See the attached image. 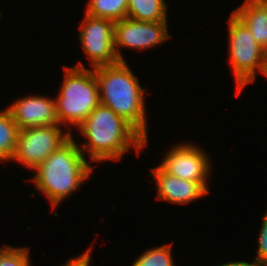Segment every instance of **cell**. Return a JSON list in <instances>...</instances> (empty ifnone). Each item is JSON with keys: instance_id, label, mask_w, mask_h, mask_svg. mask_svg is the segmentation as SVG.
Listing matches in <instances>:
<instances>
[{"instance_id": "8fae6325", "label": "cell", "mask_w": 267, "mask_h": 266, "mask_svg": "<svg viewBox=\"0 0 267 266\" xmlns=\"http://www.w3.org/2000/svg\"><path fill=\"white\" fill-rule=\"evenodd\" d=\"M157 184V198L171 203L188 204L209 192L199 183L172 176L160 166L152 169Z\"/></svg>"}, {"instance_id": "2e32d148", "label": "cell", "mask_w": 267, "mask_h": 266, "mask_svg": "<svg viewBox=\"0 0 267 266\" xmlns=\"http://www.w3.org/2000/svg\"><path fill=\"white\" fill-rule=\"evenodd\" d=\"M171 245H163L144 252L132 266H174Z\"/></svg>"}, {"instance_id": "52a82bcc", "label": "cell", "mask_w": 267, "mask_h": 266, "mask_svg": "<svg viewBox=\"0 0 267 266\" xmlns=\"http://www.w3.org/2000/svg\"><path fill=\"white\" fill-rule=\"evenodd\" d=\"M79 38L94 68L119 62L114 49V22L85 13Z\"/></svg>"}, {"instance_id": "d6986e66", "label": "cell", "mask_w": 267, "mask_h": 266, "mask_svg": "<svg viewBox=\"0 0 267 266\" xmlns=\"http://www.w3.org/2000/svg\"><path fill=\"white\" fill-rule=\"evenodd\" d=\"M90 254H91V249L87 250L84 252L80 257H77L75 259H69L67 263L63 266H89L90 263Z\"/></svg>"}, {"instance_id": "7a4b0ae2", "label": "cell", "mask_w": 267, "mask_h": 266, "mask_svg": "<svg viewBox=\"0 0 267 266\" xmlns=\"http://www.w3.org/2000/svg\"><path fill=\"white\" fill-rule=\"evenodd\" d=\"M94 72L99 84L100 104L130 123L147 144L144 89L126 62L97 67Z\"/></svg>"}, {"instance_id": "8992f818", "label": "cell", "mask_w": 267, "mask_h": 266, "mask_svg": "<svg viewBox=\"0 0 267 266\" xmlns=\"http://www.w3.org/2000/svg\"><path fill=\"white\" fill-rule=\"evenodd\" d=\"M72 133L57 126H37L19 130L16 150L11 158L29 169H36L50 154L58 150Z\"/></svg>"}, {"instance_id": "e0dca14e", "label": "cell", "mask_w": 267, "mask_h": 266, "mask_svg": "<svg viewBox=\"0 0 267 266\" xmlns=\"http://www.w3.org/2000/svg\"><path fill=\"white\" fill-rule=\"evenodd\" d=\"M29 249L4 246L0 248V266H30Z\"/></svg>"}, {"instance_id": "9c48e42d", "label": "cell", "mask_w": 267, "mask_h": 266, "mask_svg": "<svg viewBox=\"0 0 267 266\" xmlns=\"http://www.w3.org/2000/svg\"><path fill=\"white\" fill-rule=\"evenodd\" d=\"M159 166L172 176L199 182L209 192L206 180L211 166L199 147L192 144L172 147Z\"/></svg>"}, {"instance_id": "30bf717a", "label": "cell", "mask_w": 267, "mask_h": 266, "mask_svg": "<svg viewBox=\"0 0 267 266\" xmlns=\"http://www.w3.org/2000/svg\"><path fill=\"white\" fill-rule=\"evenodd\" d=\"M6 109L20 130L60 125L56 114V101L48 97L34 95L20 98Z\"/></svg>"}, {"instance_id": "3957f363", "label": "cell", "mask_w": 267, "mask_h": 266, "mask_svg": "<svg viewBox=\"0 0 267 266\" xmlns=\"http://www.w3.org/2000/svg\"><path fill=\"white\" fill-rule=\"evenodd\" d=\"M71 137L35 170L33 181L51 202L53 209L88 179L92 173L86 158Z\"/></svg>"}, {"instance_id": "5bb4252c", "label": "cell", "mask_w": 267, "mask_h": 266, "mask_svg": "<svg viewBox=\"0 0 267 266\" xmlns=\"http://www.w3.org/2000/svg\"><path fill=\"white\" fill-rule=\"evenodd\" d=\"M19 128L10 112L0 110V161L10 160L16 150Z\"/></svg>"}, {"instance_id": "ba28073f", "label": "cell", "mask_w": 267, "mask_h": 266, "mask_svg": "<svg viewBox=\"0 0 267 266\" xmlns=\"http://www.w3.org/2000/svg\"><path fill=\"white\" fill-rule=\"evenodd\" d=\"M167 21L145 22L129 18L114 23V49L119 61H125L117 48L133 49L152 48L169 39Z\"/></svg>"}, {"instance_id": "4fadbf2b", "label": "cell", "mask_w": 267, "mask_h": 266, "mask_svg": "<svg viewBox=\"0 0 267 266\" xmlns=\"http://www.w3.org/2000/svg\"><path fill=\"white\" fill-rule=\"evenodd\" d=\"M167 4L164 0H128L127 18L136 21H167Z\"/></svg>"}, {"instance_id": "44dd1931", "label": "cell", "mask_w": 267, "mask_h": 266, "mask_svg": "<svg viewBox=\"0 0 267 266\" xmlns=\"http://www.w3.org/2000/svg\"><path fill=\"white\" fill-rule=\"evenodd\" d=\"M219 266H232V262H229V263H226V264H223V265H219Z\"/></svg>"}, {"instance_id": "ffe728a7", "label": "cell", "mask_w": 267, "mask_h": 266, "mask_svg": "<svg viewBox=\"0 0 267 266\" xmlns=\"http://www.w3.org/2000/svg\"><path fill=\"white\" fill-rule=\"evenodd\" d=\"M232 266H264L262 263H259L256 259L253 263H248V262H232Z\"/></svg>"}, {"instance_id": "9a60e30c", "label": "cell", "mask_w": 267, "mask_h": 266, "mask_svg": "<svg viewBox=\"0 0 267 266\" xmlns=\"http://www.w3.org/2000/svg\"><path fill=\"white\" fill-rule=\"evenodd\" d=\"M86 14L114 23L127 18L128 0H90Z\"/></svg>"}, {"instance_id": "6da1fadb", "label": "cell", "mask_w": 267, "mask_h": 266, "mask_svg": "<svg viewBox=\"0 0 267 266\" xmlns=\"http://www.w3.org/2000/svg\"><path fill=\"white\" fill-rule=\"evenodd\" d=\"M88 142L79 146L81 152L88 151L92 161L119 160L130 146L140 150L145 138L124 118L111 108L99 104L78 127Z\"/></svg>"}, {"instance_id": "7c38bea8", "label": "cell", "mask_w": 267, "mask_h": 266, "mask_svg": "<svg viewBox=\"0 0 267 266\" xmlns=\"http://www.w3.org/2000/svg\"><path fill=\"white\" fill-rule=\"evenodd\" d=\"M267 52V0H246L233 12Z\"/></svg>"}, {"instance_id": "5b68a950", "label": "cell", "mask_w": 267, "mask_h": 266, "mask_svg": "<svg viewBox=\"0 0 267 266\" xmlns=\"http://www.w3.org/2000/svg\"><path fill=\"white\" fill-rule=\"evenodd\" d=\"M229 59L236 81V96L256 79L257 69L266 74L267 52L252 37L248 27L234 14L228 20Z\"/></svg>"}, {"instance_id": "277c9868", "label": "cell", "mask_w": 267, "mask_h": 266, "mask_svg": "<svg viewBox=\"0 0 267 266\" xmlns=\"http://www.w3.org/2000/svg\"><path fill=\"white\" fill-rule=\"evenodd\" d=\"M64 81L56 101V114L61 123L77 128L85 121L94 108L100 104L99 84L93 70L78 63L65 68Z\"/></svg>"}, {"instance_id": "ac0fdd59", "label": "cell", "mask_w": 267, "mask_h": 266, "mask_svg": "<svg viewBox=\"0 0 267 266\" xmlns=\"http://www.w3.org/2000/svg\"><path fill=\"white\" fill-rule=\"evenodd\" d=\"M262 226L258 239V250L256 260L267 266V212L262 218Z\"/></svg>"}]
</instances>
